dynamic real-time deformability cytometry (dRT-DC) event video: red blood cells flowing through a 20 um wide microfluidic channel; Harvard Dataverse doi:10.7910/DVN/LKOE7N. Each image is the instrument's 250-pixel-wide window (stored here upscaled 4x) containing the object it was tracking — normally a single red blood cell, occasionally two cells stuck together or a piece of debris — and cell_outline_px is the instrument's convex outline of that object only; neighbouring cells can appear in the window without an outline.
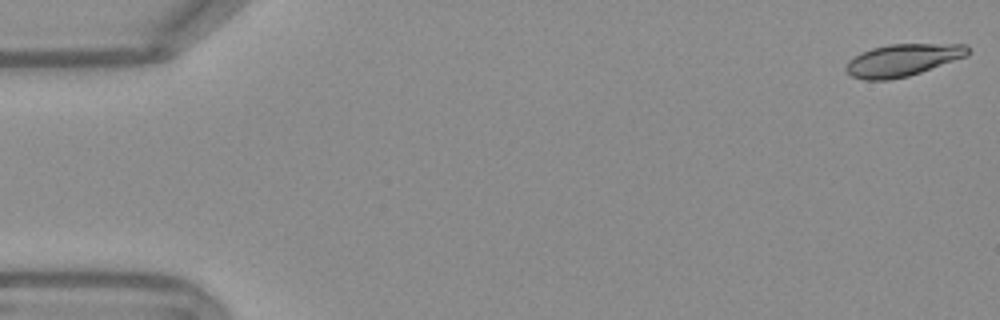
{"species": "Egyptian fruit bat (a non-hibernating species)", "species_latin": "Rousettus aegyptiacus", "temperature_condition": "warm", "stored_images_in_passage": 53, "camera_frame_rate_fps": 3000, "um_per_image_px": 0.085, "frame": {"image": 1, "passage_image": 1, "time_ms": 0.0, "image_size_px": [1000, 320], "cell_outline_px": [[968, 56], [908, 76], [888, 80], [864, 80], [852, 76], [844, 68], [848, 60], [860, 52], [872, 48], [888, 44], [968, 44]], "centroid_in_image_um": [76.7, 5.1], "position_along_channel_um": 8.3, "area_um2": 22.89}}
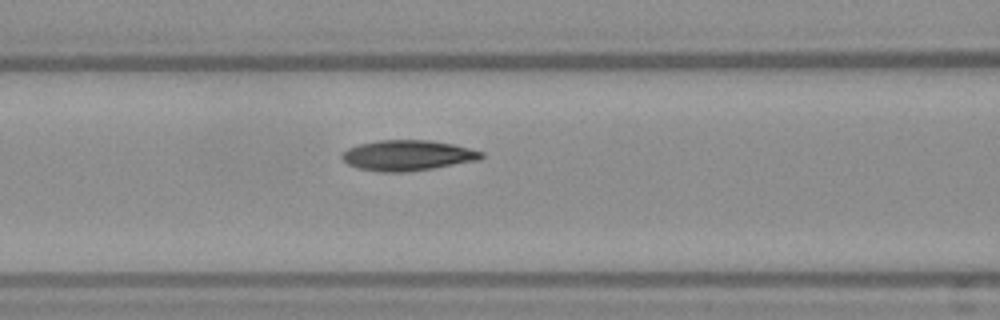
{"frame": {"image": 2, "passage_image": 22, "time_ms": 7.0, "image_size_px": [1000, 320], "cell_outline_px": [[484, 156], [480, 160], [408, 172], [380, 172], [356, 168], [348, 164], [340, 156], [348, 148], [360, 144], [376, 140], [428, 140], [452, 144], [484, 152]], "centroid_in_image_um": [34.64, 13.21], "position_along_channel_um": 132.0, "area_um2": 24.74}}
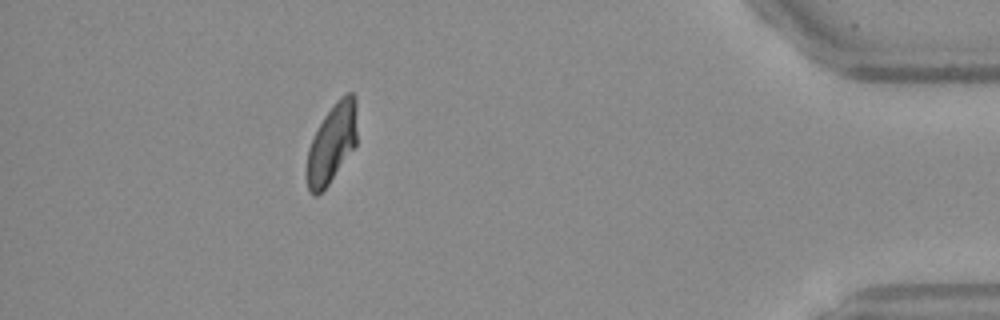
{"frame": {"image": 3, "passage_image": 48, "time_ms": 15.667, "image_size_px": [1000, 320], "cell_outline_px": [[356, 144], [328, 184], [316, 196], [312, 196], [308, 188], [308, 148], [324, 116], [336, 100], [340, 96], [348, 92], [352, 92], [356, 96]], "centroid_in_image_um": [28.23, 12.13], "position_along_channel_um": 407.0, "area_um2": 22.6}, "authors_computed_cell_mechanics": {"area_um2": 23.987, "velocity_mm_per_s": 3.7833, "shape_relaxation_time_tau1_ms": 5.3249, "shape_relaxation_time_tau2_ms": 2.2049, "deformation_change_tau1": 0.1762, "deformation_change_tau2": 0.05}}